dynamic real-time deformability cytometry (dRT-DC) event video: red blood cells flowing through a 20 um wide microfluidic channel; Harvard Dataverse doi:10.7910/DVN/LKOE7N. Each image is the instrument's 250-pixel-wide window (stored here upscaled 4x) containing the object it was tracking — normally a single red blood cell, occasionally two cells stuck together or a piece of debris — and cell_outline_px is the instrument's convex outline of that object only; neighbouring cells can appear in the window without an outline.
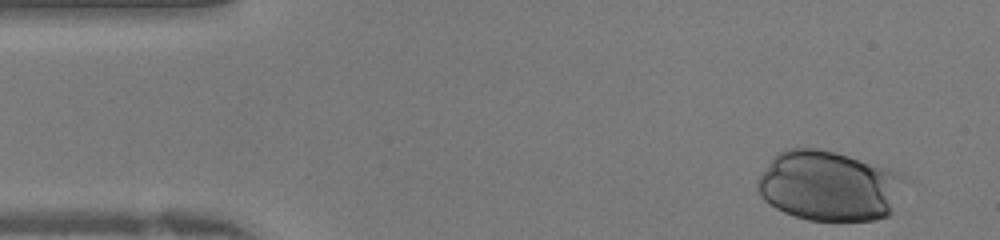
{"species": "human", "species_latin": "Homo sapiens", "temperature_condition": "warm", "stored_images_in_passage": 31, "camera_frame_rate_fps": 3000, "um_per_image_px": 0.085, "donor": {"sex": "female"}, "frame": {"image": 1, "passage_image": 1, "time_ms": 0.0, "image_size_px": [1000, 240], "cell_outline_px": [[912, 184], [892, 212], [888, 216], [876, 220], [808, 220], [784, 212], [776, 208], [764, 200], [760, 196], [756, 188], [756, 180], [772, 156], [776, 152], [784, 148], [816, 148], [848, 156], [888, 168], [908, 176], [912, 180]], "centroid_in_image_um": [70.55, 15.8], "position_along_channel_um": 14.4, "area_um2": 61.61}}